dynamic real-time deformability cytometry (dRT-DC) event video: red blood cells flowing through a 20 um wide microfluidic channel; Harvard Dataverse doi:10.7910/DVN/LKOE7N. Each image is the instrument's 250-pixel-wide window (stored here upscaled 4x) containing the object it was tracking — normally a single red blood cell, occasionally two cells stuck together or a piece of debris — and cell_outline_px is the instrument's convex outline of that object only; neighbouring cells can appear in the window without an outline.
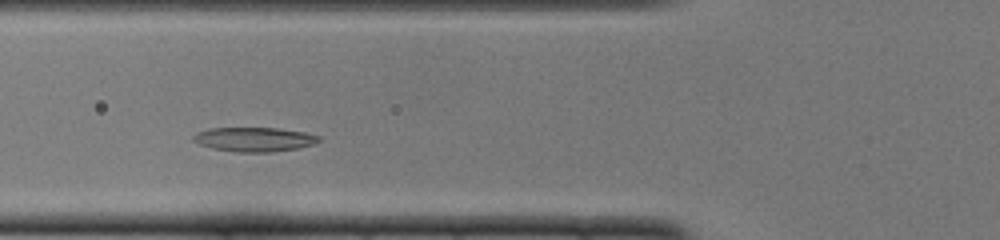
{"species": "common noctule bat (a hibernating species)", "species_latin": "Nyctalus noctula", "temperature_condition": "cold", "stored_images_in_passage": 41, "camera_frame_rate_fps": 3000, "um_per_image_px": 0.085, "animal": {"sex": "female", "body_mass_g": 22.0, "forearm_length_mm": 56.7}, "frame": {"image": 1, "passage_image": 9, "time_ms": 2.667, "image_size_px": [1000, 240], "cell_outline_px": [[320, 140], [312, 144], [300, 148], [272, 152], [236, 152], [212, 148], [200, 144], [192, 140], [192, 136], [196, 132], [208, 128], [276, 128], [304, 132], [320, 136]], "centroid_in_image_um": [21.59, 11.85], "position_along_channel_um": 104.2, "area_um2": 17.8}}
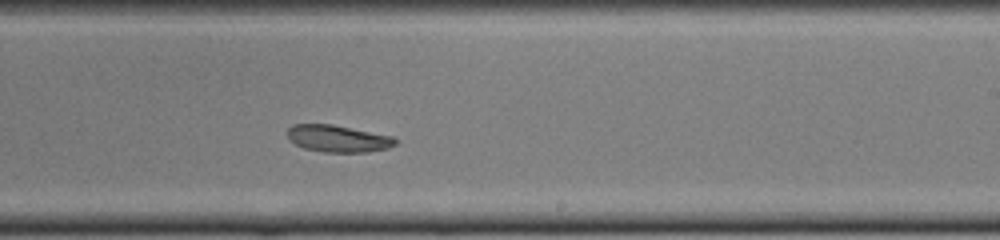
{"frame": {"image": 2, "passage_image": 21, "time_ms": 6.667, "image_size_px": [1000, 240], "cell_outline_px": [[396, 144], [388, 148], [368, 152], [324, 152], [304, 148], [288, 140], [288, 128], [292, 124], [332, 124], [392, 136], [396, 140]], "centroid_in_image_um": [28.71, 11.78], "position_along_channel_um": 260.3, "area_um2": 16.94}}
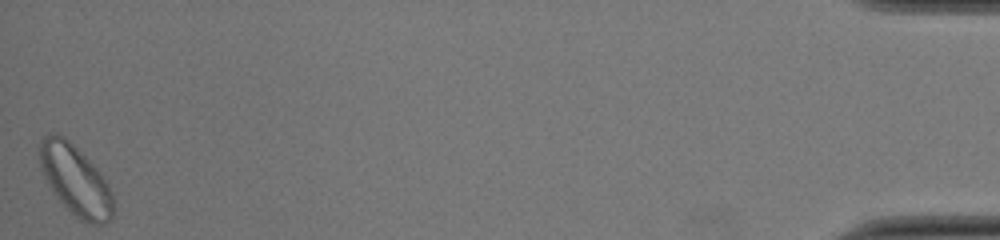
{"frame": {"image": 3, "passage_image": 41, "time_ms": 13.333, "image_size_px": [1000, 240], "cell_outline_px": [[112, 220], [108, 224], [92, 224], [80, 220], [56, 196], [48, 184], [40, 168], [36, 148], [40, 140], [44, 136], [56, 132], [64, 136], [100, 172], [108, 184], [112, 192]], "centroid_in_image_um": [6.37, 15.29], "position_along_channel_um": 428.8, "area_um2": 30.06}, "authors_computed_cell_mechanics": {"area_um2": 18.2648, "velocity_mm_per_s": 3.9193, "shape_relaxation_time_tau1_ms": 2.735, "shape_relaxation_time_tau2_ms": null, "deformation_change_tau1": 0.0881, "deformation_change_tau2": null}}